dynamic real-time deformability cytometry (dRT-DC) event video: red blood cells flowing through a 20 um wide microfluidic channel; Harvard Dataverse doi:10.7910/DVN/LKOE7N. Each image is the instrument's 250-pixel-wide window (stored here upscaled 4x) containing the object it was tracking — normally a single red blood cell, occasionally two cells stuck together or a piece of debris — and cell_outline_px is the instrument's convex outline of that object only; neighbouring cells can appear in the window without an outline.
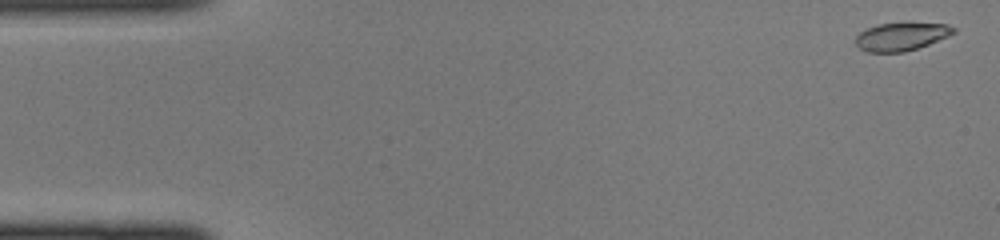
{"species": "common noctule bat (a hibernating species)", "species_latin": "Nyctalus noctula", "temperature_condition": "cold", "stored_images_in_passage": 44, "camera_frame_rate_fps": 3000, "um_per_image_px": 0.085, "animal": {"sex": "female", "body_mass_g": 22.0, "forearm_length_mm": 56.7}, "frame": {"image": 1, "passage_image": 1, "time_ms": 0.0, "image_size_px": [1000, 240], "cell_outline_px": [[956, 32], [948, 36], [928, 44], [904, 52], [864, 52], [856, 44], [856, 36], [860, 32], [868, 28], [880, 24], [948, 24], [956, 28]], "centroid_in_image_um": [76.6, 3.13], "position_along_channel_um": 8.4, "area_um2": 15.61}}
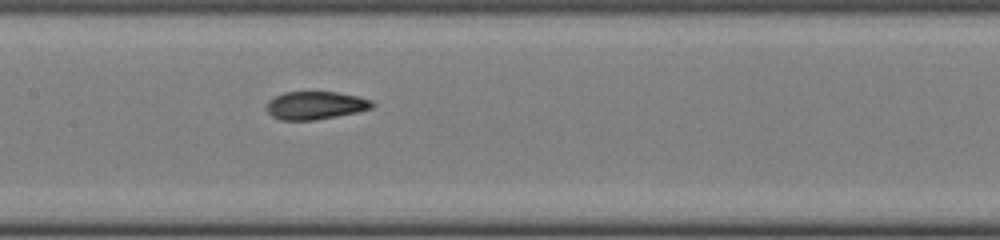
{"frame": {"image": 2, "passage_image": 21, "time_ms": 6.667, "image_size_px": [1000, 240], "cell_outline_px": [[376, 104], [372, 108], [356, 112], [316, 120], [280, 120], [272, 116], [268, 112], [268, 100], [284, 92], [336, 92], [356, 96], [372, 100]], "centroid_in_image_um": [26.82, 8.96], "position_along_channel_um": 180.6, "area_um2": 17.11}}
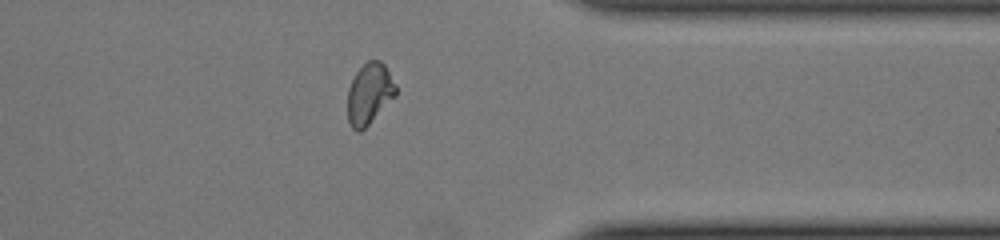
{"frame": {"image": 3, "passage_image": 35, "time_ms": 11.333, "image_size_px": [1000, 240], "cell_outline_px": [[396, 96], [360, 132], [356, 132], [352, 128], [348, 120], [348, 88], [356, 72], [368, 60], [380, 60], [384, 64], [396, 84]], "centroid_in_image_um": [31.4, 7.96], "position_along_channel_um": 380.0, "area_um2": 17.05}}